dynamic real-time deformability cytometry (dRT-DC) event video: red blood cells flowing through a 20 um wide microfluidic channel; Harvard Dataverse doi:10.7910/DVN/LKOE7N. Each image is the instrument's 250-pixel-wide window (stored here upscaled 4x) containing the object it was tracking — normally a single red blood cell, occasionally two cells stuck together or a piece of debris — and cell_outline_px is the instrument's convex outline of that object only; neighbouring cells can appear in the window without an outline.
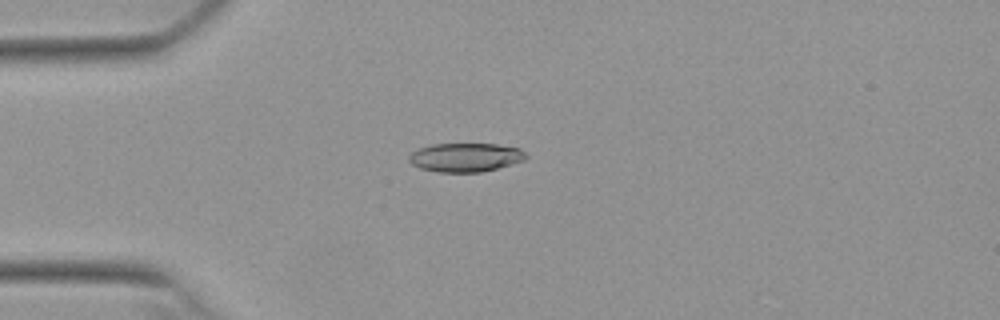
{"species": "Egyptian fruit bat (a non-hibernating species)", "species_latin": "Rousettus aegyptiacus", "temperature_condition": "warm", "stored_images_in_passage": 11, "camera_frame_rate_fps": 3000, "um_per_image_px": 0.085, "animal": {"sex": "female"}, "frame": {"image": 1, "passage_image": 5, "time_ms": 1.333, "image_size_px": [1000, 320], "cell_outline_px": [[528, 156], [524, 160], [496, 168], [480, 172], [440, 172], [420, 168], [412, 164], [408, 160], [408, 156], [412, 152], [420, 148], [432, 144], [496, 144], [520, 148]], "centroid_in_image_um": [39.55, 13.37], "position_along_channel_um": 45.4, "area_um2": 19.48}}
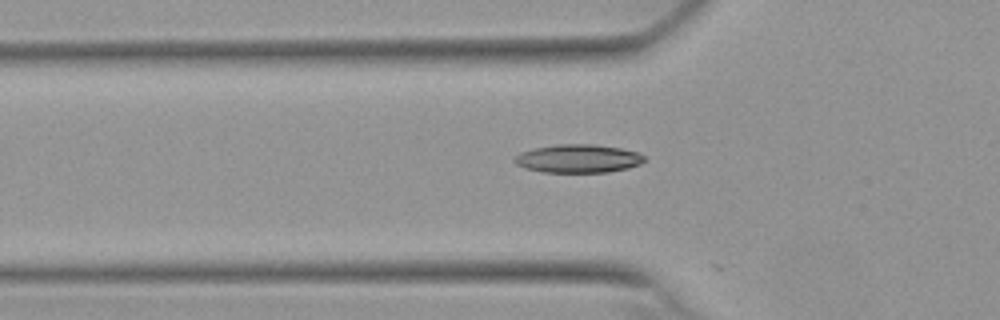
{"frame": {"image": 2, "passage_image": 9, "time_ms": 2.667, "image_size_px": [1000, 320], "cell_outline_px": [[648, 160], [640, 164], [628, 168], [608, 172], [540, 172], [524, 168], [516, 164], [512, 160], [520, 152], [532, 148], [556, 144], [592, 144], [620, 148], [636, 152], [644, 156]], "centroid_in_image_um": [49.12, 13.48], "position_along_channel_um": 76.7, "area_um2": 21.62}}